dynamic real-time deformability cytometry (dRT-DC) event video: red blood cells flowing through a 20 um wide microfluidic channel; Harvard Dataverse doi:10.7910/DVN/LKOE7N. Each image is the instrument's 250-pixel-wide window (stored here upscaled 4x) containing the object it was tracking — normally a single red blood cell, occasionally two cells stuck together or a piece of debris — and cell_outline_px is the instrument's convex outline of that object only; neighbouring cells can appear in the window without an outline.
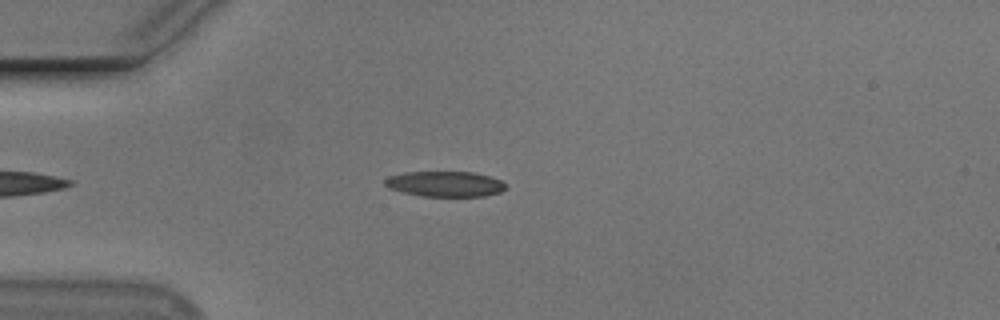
{"species": "Egyptian fruit bat (a non-hibernating species)", "species_latin": "Rousettus aegyptiacus", "temperature_condition": "cold", "stored_images_in_passage": 44, "camera_frame_rate_fps": 3000, "um_per_image_px": 0.085, "animal": {"sex": "male"}, "frame": {"image": 1, "passage_image": 8, "time_ms": 2.333, "image_size_px": [1000, 320], "cell_outline_px": [[504, 188], [500, 192], [484, 196], [424, 196], [404, 192], [388, 188], [384, 184], [384, 180], [388, 176], [404, 172], [472, 172], [488, 176], [500, 180], [504, 184]], "centroid_in_image_um": [37.78, 15.63], "position_along_channel_um": 47.2, "area_um2": 17.69}}
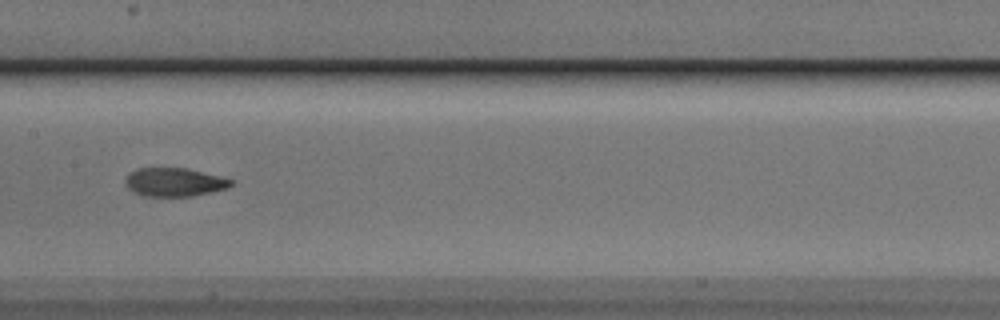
{"frame": {"image": 2, "passage_image": 21, "time_ms": 6.667, "image_size_px": [1000, 320], "cell_outline_px": [[232, 184], [228, 188], [192, 196], [152, 196], [132, 192], [128, 188], [124, 180], [132, 172], [140, 168], [184, 168], [232, 180]], "centroid_in_image_um": [14.79, 15.49], "position_along_channel_um": 192.6, "area_um2": 17.05}}
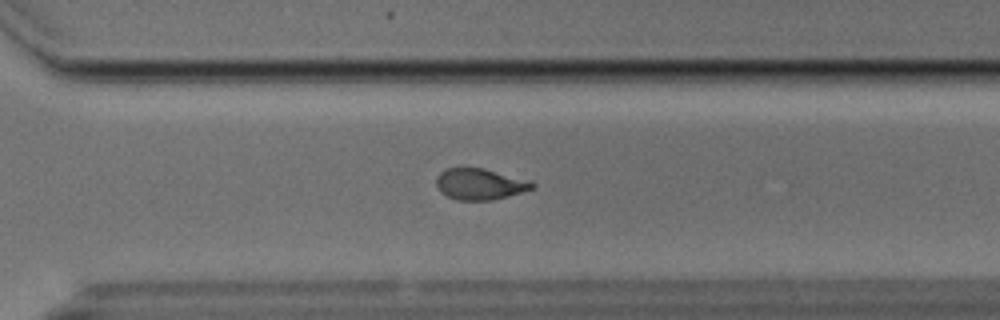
{"frame": {"image": 3, "passage_image": 32, "time_ms": 10.333, "image_size_px": [1000, 320], "cell_outline_px": [[536, 184], [532, 188], [508, 196], [492, 200], [456, 200], [440, 192], [436, 184], [436, 176], [440, 172], [448, 168], [484, 168], [532, 180]], "centroid_in_image_um": [40.79, 15.64], "position_along_channel_um": 329.8, "area_um2": 17.51}, "authors_computed_cell_mechanics": {"area_um2": 18.1492, "velocity_mm_per_s": 3.7522, "shape_relaxation_time_tau1_ms": 4.1757, "shape_relaxation_time_tau2_ms": 1.6748, "deformation_change_tau1": 0.1714, "deformation_change_tau2": 0.0672}}